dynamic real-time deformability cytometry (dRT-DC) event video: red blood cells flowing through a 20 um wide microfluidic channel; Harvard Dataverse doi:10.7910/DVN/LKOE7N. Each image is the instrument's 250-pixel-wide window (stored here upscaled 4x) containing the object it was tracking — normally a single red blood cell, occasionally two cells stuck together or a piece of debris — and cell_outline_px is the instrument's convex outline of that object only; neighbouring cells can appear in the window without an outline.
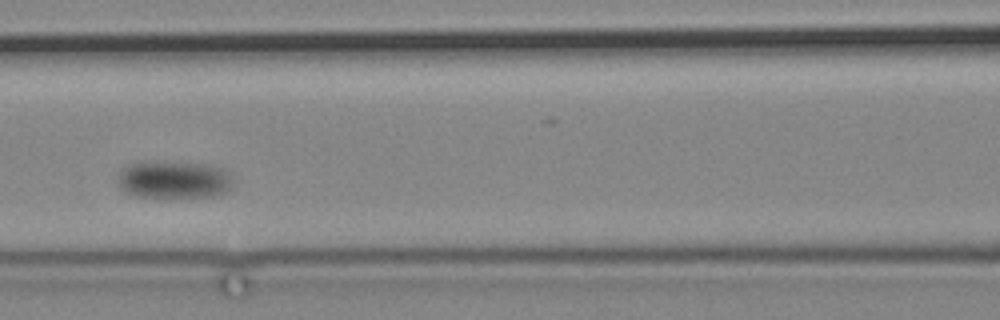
{"species": "common noctule bat (a hibernating species)", "species_latin": "Nyctalus noctula", "temperature_condition": "cold", "stored_images_in_passage": 5, "camera_frame_rate_fps": 3000, "um_per_image_px": 0.085, "animal": {"sex": "male", "body_mass_g": 19.2, "forearm_length_mm": 51.8}, "frame": {"image": 1, "passage_image": 4, "time_ms": 3.667, "image_size_px": [1000, 320], "cell_outline_px": [[232, 184], [228, 192], [220, 196], [140, 196], [124, 192], [120, 188], [116, 180], [120, 172], [124, 168], [132, 164], [208, 164], [220, 168], [228, 172], [232, 180]], "centroid_in_image_um": [14.82, 15.32], "position_along_channel_um": 151.8, "area_um2": 24.22}}